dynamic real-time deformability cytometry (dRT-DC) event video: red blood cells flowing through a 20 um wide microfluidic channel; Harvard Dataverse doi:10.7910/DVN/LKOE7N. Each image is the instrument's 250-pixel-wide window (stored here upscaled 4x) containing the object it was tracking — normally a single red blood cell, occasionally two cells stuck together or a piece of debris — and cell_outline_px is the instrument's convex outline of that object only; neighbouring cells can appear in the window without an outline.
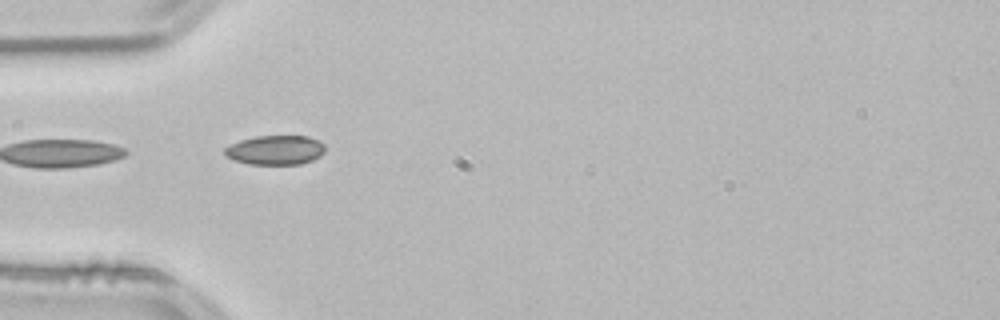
{"species": "common noctule bat (a hibernating species)", "species_latin": "Nyctalus noctula", "temperature_condition": "room temperature", "stored_images_in_passage": 3, "camera_frame_rate_fps": 3000, "um_per_image_px": 0.085, "animal": {"sex": "male", "body_mass_g": 21.5, "forearm_length_mm": 52.0}, "frame": {"image": 1, "passage_image": 1, "time_ms": 0.0, "image_size_px": [1000, 320], "cell_outline_px": [[324, 152], [320, 156], [312, 160], [300, 164], [248, 164], [224, 156], [224, 148], [240, 140], [256, 136], [308, 136], [324, 144]], "centroid_in_image_um": [23.39, 12.75], "position_along_channel_um": 61.6, "area_um2": 17.11}}